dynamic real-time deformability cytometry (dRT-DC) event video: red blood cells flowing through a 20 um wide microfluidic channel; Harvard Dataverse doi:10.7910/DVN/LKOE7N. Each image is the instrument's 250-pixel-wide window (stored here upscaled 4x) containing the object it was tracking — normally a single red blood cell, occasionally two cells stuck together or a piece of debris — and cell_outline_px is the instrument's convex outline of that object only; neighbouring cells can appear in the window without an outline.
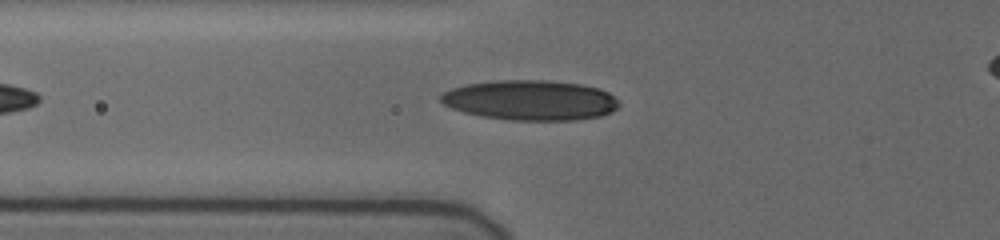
{"species": "human", "species_latin": "Homo sapiens", "temperature_condition": "cold", "stored_images_in_passage": 37, "camera_frame_rate_fps": 3000, "um_per_image_px": 0.085, "donor": {"sex": "female"}, "frame": {"image": 1, "passage_image": 6, "time_ms": 1.667, "image_size_px": [1000, 240], "cell_outline_px": [[620, 104], [612, 112], [600, 116], [576, 120], [508, 120], [480, 116], [464, 112], [452, 108], [444, 104], [440, 100], [440, 96], [444, 92], [452, 88], [468, 84], [496, 80], [548, 80], [580, 84], [596, 88], [608, 92]], "centroid_in_image_um": [45.07, 8.52], "position_along_channel_um": 80.7, "area_um2": 41.5}}
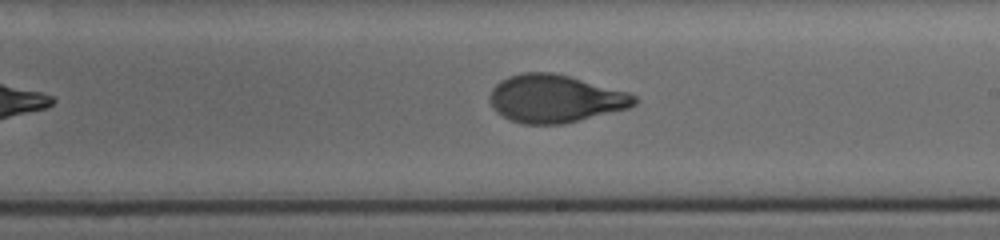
{"frame": {"image": 2, "passage_image": 19, "time_ms": 6.0, "image_size_px": [1000, 240], "cell_outline_px": [[640, 100], [636, 104], [628, 108], [564, 124], [524, 124], [512, 120], [496, 112], [492, 108], [488, 96], [492, 88], [500, 80], [508, 76], [520, 72], [552, 72], [568, 76], [628, 92], [636, 96]], "centroid_in_image_um": [47.16, 8.38], "position_along_channel_um": 241.8, "area_um2": 40.34}}
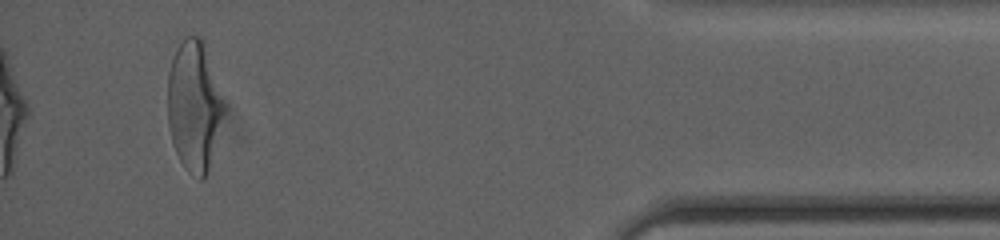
{"frame": {"image": 3, "passage_image": 37, "time_ms": 12.0, "image_size_px": [1000, 240], "cell_outline_px": [[224, 112], [208, 168], [204, 180], [200, 180], [188, 172], [184, 168], [172, 144], [168, 128], [168, 72], [176, 48], [184, 36], [200, 36], [204, 40], [224, 104]], "centroid_in_image_um": [16.47, 8.98], "position_along_channel_um": 418.7, "area_um2": 42.48}, "authors_computed_cell_mechanics": {"area_um2": 40.5178, "velocity_mm_per_s": 3.7134, "shape_relaxation_time_tau1_ms": 3.715, "shape_relaxation_time_tau2_ms": 0.6485, "deformation_change_tau1": 0.1908, "deformation_change_tau2": 0.0623}}